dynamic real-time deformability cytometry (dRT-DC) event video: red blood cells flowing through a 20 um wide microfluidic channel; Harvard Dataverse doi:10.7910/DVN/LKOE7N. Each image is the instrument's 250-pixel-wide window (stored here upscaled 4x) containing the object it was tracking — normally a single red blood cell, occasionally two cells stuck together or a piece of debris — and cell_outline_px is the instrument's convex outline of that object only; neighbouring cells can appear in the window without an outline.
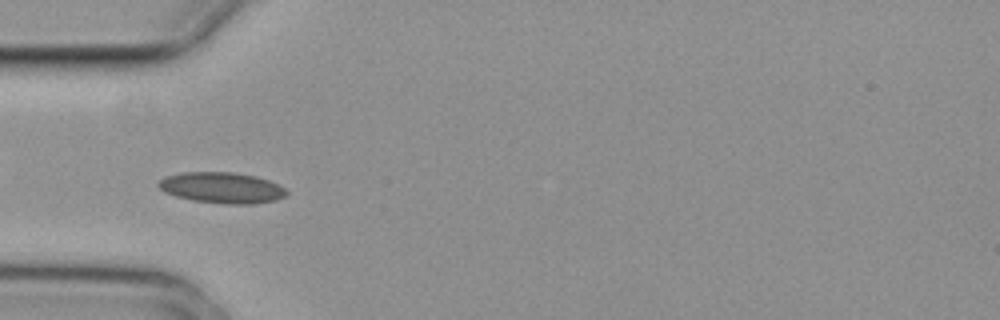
{"species": "common noctule bat (a hibernating species)", "species_latin": "Nyctalus noctula", "temperature_condition": "cold", "stored_images_in_passage": 6, "camera_frame_rate_fps": 3000, "um_per_image_px": 0.085, "animal": {"sex": "female", "body_mass_g": 29.2, "forearm_length_mm": 56.3}, "frame": {"image": 1, "passage_image": 5, "time_ms": 1.333, "image_size_px": [1000, 320], "cell_outline_px": [[288, 192], [284, 196], [276, 200], [252, 204], [224, 204], [192, 200], [176, 196], [164, 192], [156, 184], [160, 180], [168, 176], [184, 172], [232, 172], [256, 176], [268, 180], [284, 188]], "centroid_in_image_um": [18.85, 15.96], "position_along_channel_um": 66.1, "area_um2": 22.95}}
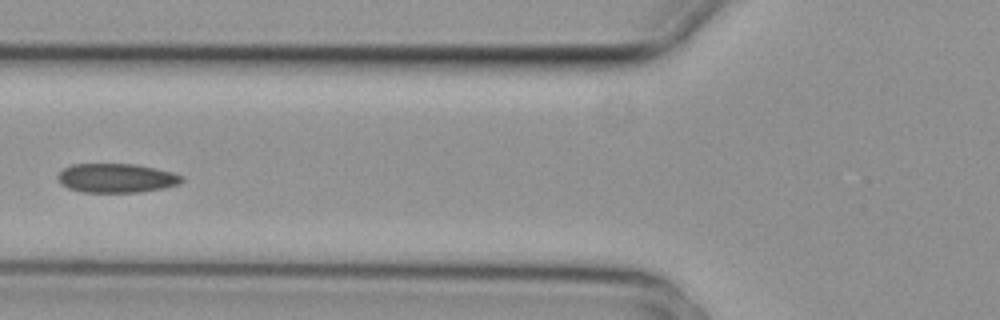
{"frame": {"image": 2, "passage_image": 6, "time_ms": 1.667, "image_size_px": [1000, 320], "cell_outline_px": [[184, 180], [180, 184], [164, 188], [140, 192], [80, 192], [68, 188], [60, 184], [56, 176], [64, 168], [72, 164], [136, 164], [156, 168], [172, 172], [184, 176]], "centroid_in_image_um": [9.91, 15.14], "position_along_channel_um": 115.9, "area_um2": 21.27}}